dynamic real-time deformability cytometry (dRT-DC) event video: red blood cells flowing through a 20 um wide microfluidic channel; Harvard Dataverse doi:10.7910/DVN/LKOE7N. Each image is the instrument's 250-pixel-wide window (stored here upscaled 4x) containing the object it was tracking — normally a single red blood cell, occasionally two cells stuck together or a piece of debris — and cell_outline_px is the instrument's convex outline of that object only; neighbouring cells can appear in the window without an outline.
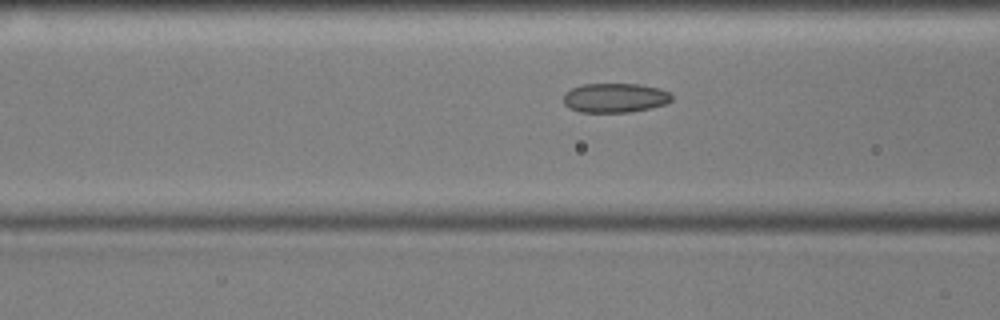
{"species": "common noctule bat (a hibernating species)", "species_latin": "Nyctalus noctula", "temperature_condition": "cold", "stored_images_in_passage": 56, "camera_frame_rate_fps": 3000, "um_per_image_px": 0.085, "animal": {"sex": "male", "body_mass_g": 17.9, "forearm_length_mm": 54.2}, "frame": {"image": 1, "passage_image": 21, "time_ms": 6.667, "image_size_px": [1000, 320], "cell_outline_px": [[672, 100], [668, 104], [632, 112], [580, 112], [564, 104], [564, 96], [572, 88], [584, 84], [640, 84], [660, 88], [668, 92], [672, 96]], "centroid_in_image_um": [52.33, 8.32], "position_along_channel_um": 114.3, "area_um2": 18.5}}
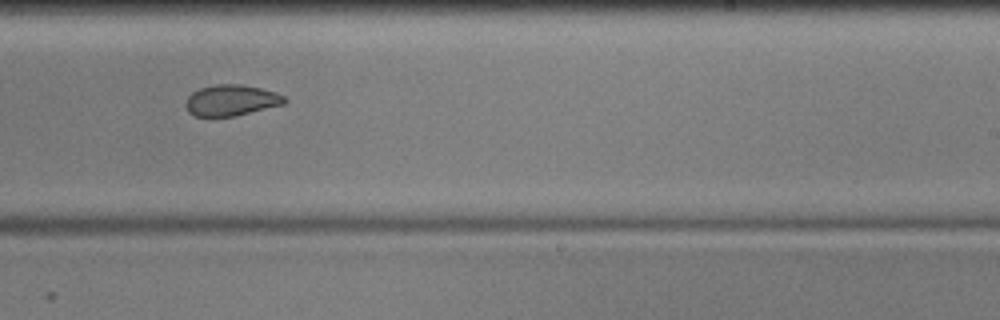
{"frame": {"image": 2, "passage_image": 34, "time_ms": 11.0, "image_size_px": [1000, 320], "cell_outline_px": [[288, 100], [284, 104], [232, 116], [196, 116], [188, 112], [184, 104], [188, 96], [192, 92], [200, 88], [216, 84], [240, 84], [260, 88], [276, 92], [284, 96]], "centroid_in_image_um": [19.64, 8.51], "position_along_channel_um": 269.4, "area_um2": 17.74}}
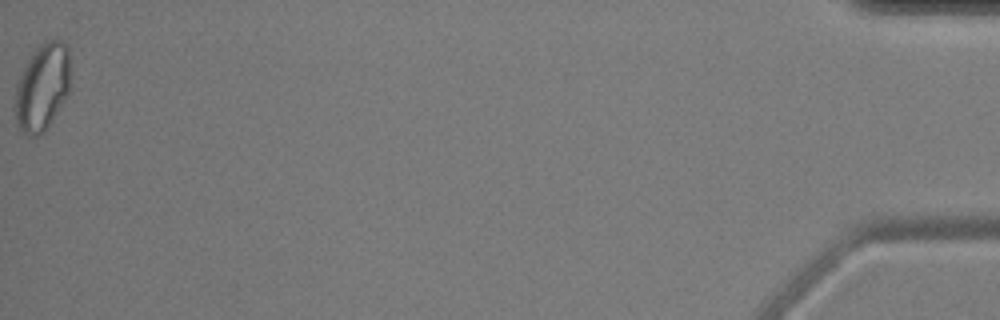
{"frame": {"image": 3, "passage_image": 56, "time_ms": 18.333, "image_size_px": [1000, 320], "cell_outline_px": [[72, 84], [68, 96], [44, 132], [40, 136], [28, 136], [16, 124], [12, 108], [16, 84], [20, 72], [32, 52], [44, 40], [64, 40], [68, 48]], "centroid_in_image_um": [3.59, 7.4], "position_along_channel_um": 431.6, "area_um2": 29.3}, "authors_computed_cell_mechanics": {"area_um2": 20.2878, "velocity_mm_per_s": 3.5803, "shape_relaxation_time_tau1_ms": null, "shape_relaxation_time_tau2_ms": 2.6063, "deformation_change_tau1": null, "deformation_change_tau2": 0.063}}